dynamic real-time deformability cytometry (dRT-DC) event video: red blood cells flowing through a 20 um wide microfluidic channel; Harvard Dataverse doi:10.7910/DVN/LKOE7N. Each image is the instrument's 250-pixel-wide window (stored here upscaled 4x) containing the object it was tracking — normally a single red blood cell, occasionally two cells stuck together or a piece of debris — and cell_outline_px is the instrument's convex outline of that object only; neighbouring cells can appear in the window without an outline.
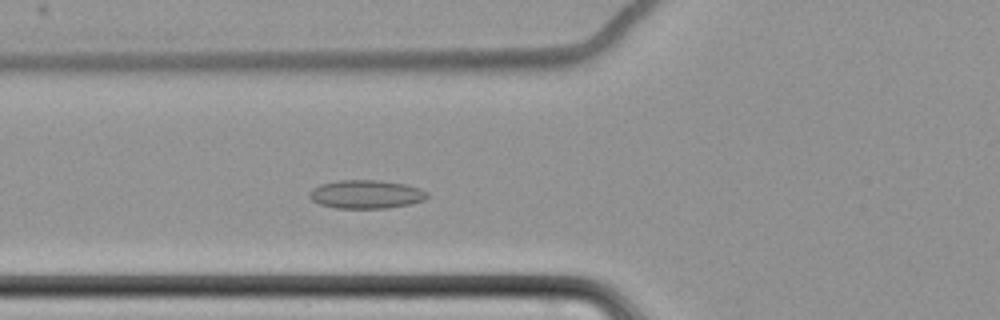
{"species": "common noctule bat (a hibernating species)", "species_latin": "Nyctalus noctula", "temperature_condition": "cold", "stored_images_in_passage": 57, "camera_frame_rate_fps": 3000, "um_per_image_px": 0.085, "animal": {"sex": "female", "body_mass_g": 22.7, "forearm_length_mm": 54.2}, "frame": {"image": 1, "passage_image": 20, "time_ms": 6.333, "image_size_px": [1000, 320], "cell_outline_px": [[428, 196], [424, 200], [408, 204], [388, 208], [336, 208], [320, 204], [312, 200], [308, 196], [308, 192], [312, 188], [320, 184], [340, 180], [376, 180], [404, 184], [420, 188], [428, 192]], "centroid_in_image_um": [31.09, 16.51], "position_along_channel_um": 94.7, "area_um2": 19.54}}
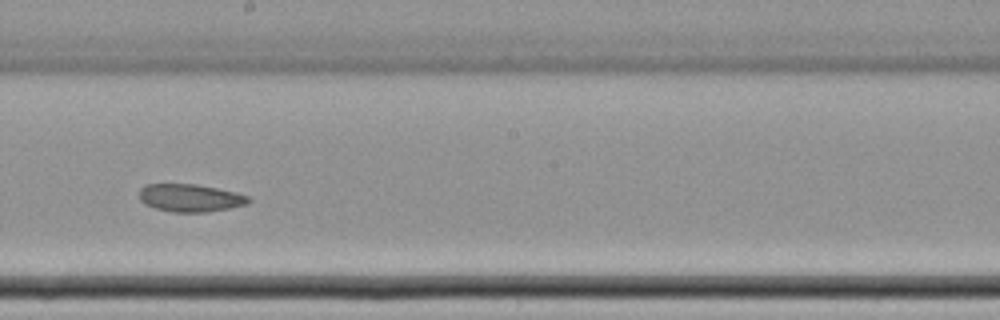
{"frame": {"image": 2, "passage_image": 32, "time_ms": 10.333, "image_size_px": [1000, 320], "cell_outline_px": [[252, 200], [248, 204], [208, 212], [172, 212], [156, 208], [144, 204], [140, 200], [140, 188], [144, 184], [196, 184], [236, 192], [248, 196]], "centroid_in_image_um": [16.17, 16.82], "position_along_channel_um": 232.0, "area_um2": 17.69}}
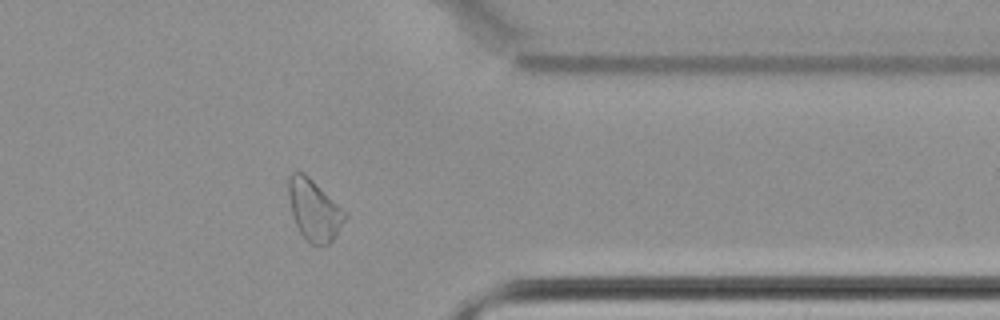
{"frame": {"image": 3, "passage_image": 46, "time_ms": 15.0, "image_size_px": [1000, 320], "cell_outline_px": [[348, 216], [336, 236], [328, 244], [312, 244], [300, 232], [296, 224], [292, 212], [288, 196], [288, 176], [292, 172], [304, 172], [348, 212]], "centroid_in_image_um": [26.73, 17.82], "position_along_channel_um": 384.7, "area_um2": 20.11}, "authors_computed_cell_mechanics": {"area_um2": 20.1144, "velocity_mm_per_s": 3.445, "shape_relaxation_time_tau1_ms": null, "shape_relaxation_time_tau2_ms": 6.5587, "deformation_change_tau1": null, "deformation_change_tau2": 0.1018}}